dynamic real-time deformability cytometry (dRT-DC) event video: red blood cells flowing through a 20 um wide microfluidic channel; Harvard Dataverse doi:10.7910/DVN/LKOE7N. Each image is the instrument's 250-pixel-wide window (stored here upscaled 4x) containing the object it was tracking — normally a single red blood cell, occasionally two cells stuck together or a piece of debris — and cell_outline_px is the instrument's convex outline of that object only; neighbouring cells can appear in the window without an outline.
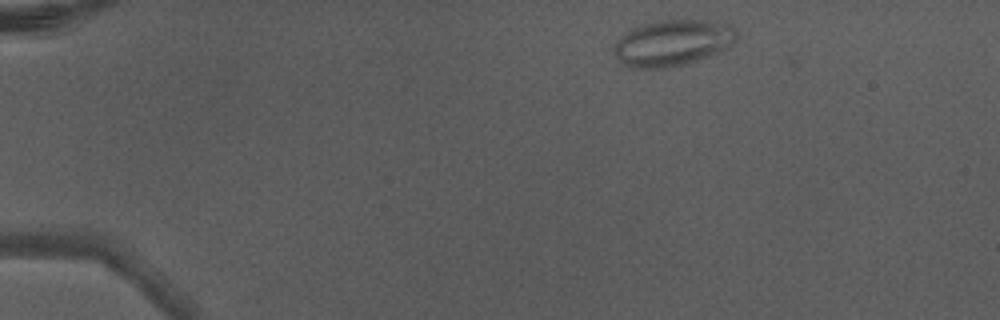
{"species": "Egyptian fruit bat (a non-hibernating species)", "species_latin": "Rousettus aegyptiacus", "temperature_condition": "warm", "stored_images_in_passage": 3, "camera_frame_rate_fps": 3000, "um_per_image_px": 0.085, "animal": {"sex": "male"}, "frame": {"image": 1, "passage_image": 1, "time_ms": 0.0, "image_size_px": [1000, 320], "cell_outline_px": [[740, 36], [728, 48], [720, 52], [684, 64], [668, 68], [628, 68], [620, 64], [612, 48], [616, 40], [624, 32], [640, 24], [660, 20], [700, 20], [732, 24], [736, 28]], "centroid_in_image_um": [57.16, 3.64], "position_along_channel_um": 27.8, "area_um2": 33.64}}